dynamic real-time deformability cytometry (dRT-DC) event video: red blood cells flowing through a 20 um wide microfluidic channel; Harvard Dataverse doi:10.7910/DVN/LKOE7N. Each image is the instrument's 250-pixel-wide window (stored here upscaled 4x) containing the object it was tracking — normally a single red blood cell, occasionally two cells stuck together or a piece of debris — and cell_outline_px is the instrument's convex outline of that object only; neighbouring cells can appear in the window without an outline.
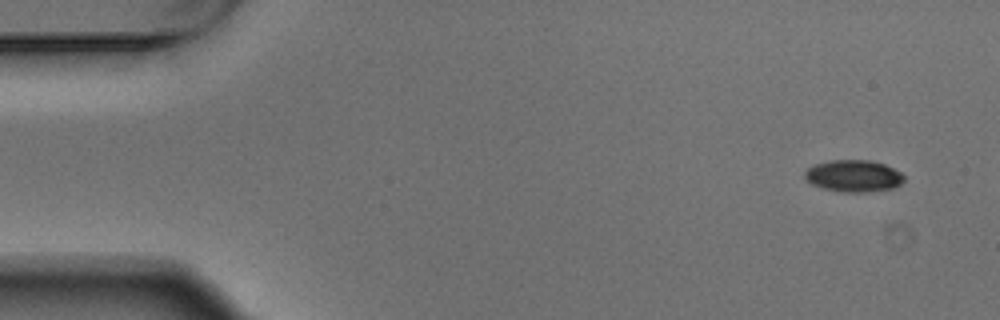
{"species": "Egyptian fruit bat (a non-hibernating species)", "species_latin": "Rousettus aegyptiacus", "temperature_condition": "warm", "stored_images_in_passage": 3, "camera_frame_rate_fps": 3000, "um_per_image_px": 0.085, "animal": {"sex": "male"}, "frame": {"image": 1, "passage_image": 1, "time_ms": 0.0, "image_size_px": [1000, 320], "cell_outline_px": [[904, 180], [900, 184], [892, 188], [864, 192], [844, 192], [824, 188], [812, 184], [804, 176], [804, 172], [808, 168], [816, 164], [828, 160], [872, 160], [884, 164], [900, 172], [904, 176]], "centroid_in_image_um": [72.55, 14.94], "position_along_channel_um": 12.4, "area_um2": 18.26}}